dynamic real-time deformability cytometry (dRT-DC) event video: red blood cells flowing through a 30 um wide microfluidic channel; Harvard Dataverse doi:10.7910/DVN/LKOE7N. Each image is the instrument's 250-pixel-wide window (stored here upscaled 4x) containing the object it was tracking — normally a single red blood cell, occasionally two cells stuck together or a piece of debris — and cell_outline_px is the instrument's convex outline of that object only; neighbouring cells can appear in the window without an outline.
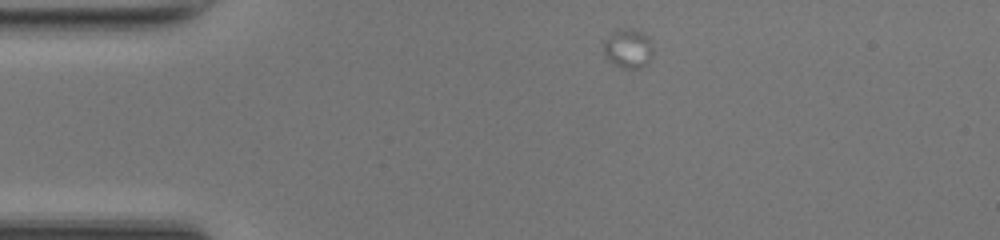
{"species": "common noctule bat (a hibernating species)", "species_latin": "Nyctalus noctula", "temperature_condition": "room temperature", "stored_images_in_passage": 8, "camera_frame_rate_fps": 3000, "um_per_image_px": 0.085, "animal": {"sex": "female", "body_mass_g": 17.0, "forearm_length_mm": 48.0}, "frame": {"image": 1, "passage_image": 1, "time_ms": 0.0, "image_size_px": [1000, 240], "cell_outline_px": [[652, 56], [640, 68], [624, 68], [608, 60], [604, 56], [604, 40], [612, 32], [624, 28], [628, 28], [644, 32], [648, 36], [652, 48]], "centroid_in_image_um": [53.38, 4.1], "position_along_channel_um": 31.6, "area_um2": 11.16}}
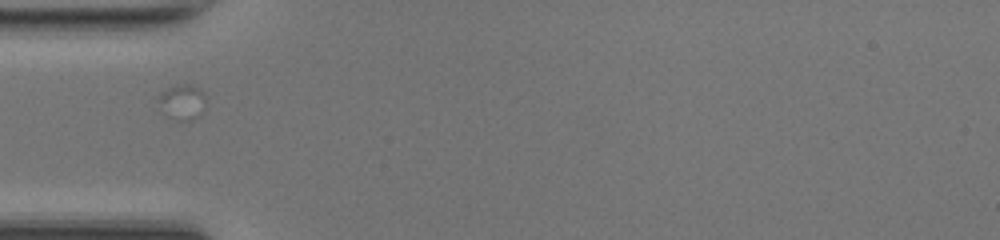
{"frame": {"image": 2, "passage_image": 8, "time_ms": 2.333, "image_size_px": [1000, 240], "cell_outline_px": [[204, 112], [192, 120], [176, 120], [164, 116], [160, 112], [156, 100], [160, 92], [168, 88], [184, 84], [192, 84], [204, 92]], "centroid_in_image_um": [15.43, 8.7], "position_along_channel_um": 69.6, "area_um2": 10.12}}